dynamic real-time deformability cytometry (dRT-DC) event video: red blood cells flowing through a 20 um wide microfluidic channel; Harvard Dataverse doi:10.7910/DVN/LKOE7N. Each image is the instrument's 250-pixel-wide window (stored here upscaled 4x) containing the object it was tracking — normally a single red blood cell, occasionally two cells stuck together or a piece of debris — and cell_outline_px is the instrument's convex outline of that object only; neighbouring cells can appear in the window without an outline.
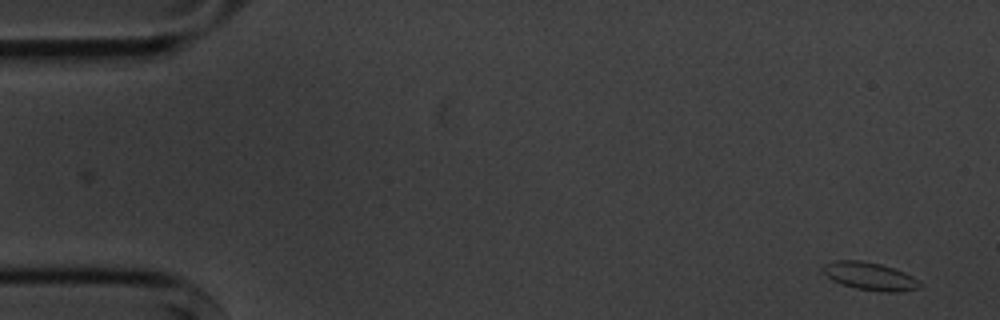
{"species": "common noctule bat (a hibernating species)", "species_latin": "Nyctalus noctula", "temperature_condition": "cold", "stored_images_in_passage": 5, "camera_frame_rate_fps": 3000, "um_per_image_px": 0.085, "animal": {"sex": "male", "body_mass_g": 20.1, "forearm_length_mm": 53.5}, "frame": {"image": 1, "passage_image": 1, "time_ms": 0.0, "image_size_px": [1000, 320], "cell_outline_px": [[920, 288], [900, 292], [880, 292], [856, 288], [832, 280], [824, 272], [824, 264], [836, 260], [860, 260], [880, 264], [904, 272], [920, 280]], "centroid_in_image_um": [73.98, 23.49], "position_along_channel_um": 11.0, "area_um2": 15.55}}
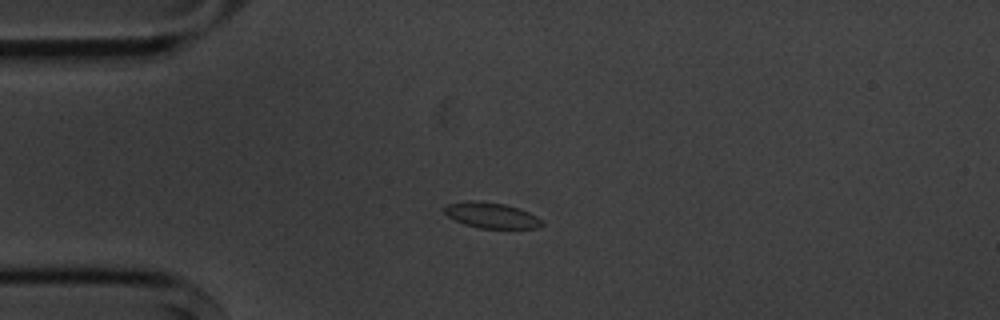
{"frame": {"image": 2, "passage_image": 4, "time_ms": 3.667, "image_size_px": [1000, 320], "cell_outline_px": [[544, 224], [540, 228], [480, 228], [464, 224], [448, 216], [444, 212], [444, 208], [448, 204], [464, 200], [480, 200], [504, 204], [520, 208], [544, 220]], "centroid_in_image_um": [41.8, 18.29], "position_along_channel_um": 43.2, "area_um2": 14.74}}